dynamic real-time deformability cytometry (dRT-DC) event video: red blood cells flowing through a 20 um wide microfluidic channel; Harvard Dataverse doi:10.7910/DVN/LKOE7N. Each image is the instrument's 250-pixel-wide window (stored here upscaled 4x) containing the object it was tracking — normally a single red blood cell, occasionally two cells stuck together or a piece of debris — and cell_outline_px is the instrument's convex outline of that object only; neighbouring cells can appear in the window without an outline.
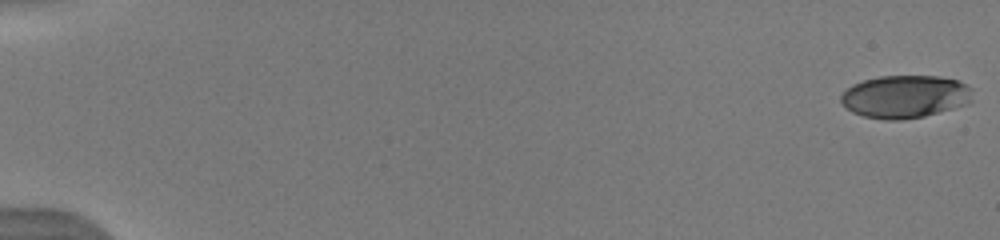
{"species": "human", "species_latin": "Homo sapiens", "temperature_condition": "warm", "stored_images_in_passage": 61, "camera_frame_rate_fps": 3000, "um_per_image_px": 0.085, "donor": {"sex": "male"}, "frame": {"image": 1, "passage_image": 1, "time_ms": 0.0, "image_size_px": [1000, 240], "cell_outline_px": [[972, 100], [968, 104], [924, 116], [900, 120], [888, 120], [864, 116], [852, 112], [840, 100], [840, 96], [852, 84], [864, 80], [880, 76], [940, 76], [960, 80], [968, 84], [972, 88]], "centroid_in_image_um": [76.98, 8.2], "position_along_channel_um": 8.0, "area_um2": 32.95}}
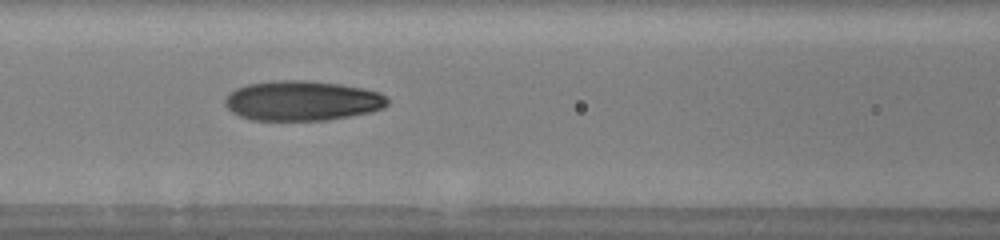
{"frame": {"image": 2, "passage_image": 23, "time_ms": 8.0, "image_size_px": [1000, 240], "cell_outline_px": [[388, 104], [384, 108], [372, 112], [328, 120], [252, 120], [240, 116], [232, 112], [224, 104], [224, 100], [228, 92], [236, 88], [248, 84], [276, 80], [308, 80], [340, 84], [380, 92], [388, 100]], "centroid_in_image_um": [25.67, 8.56], "position_along_channel_um": 140.9, "area_um2": 37.97}}
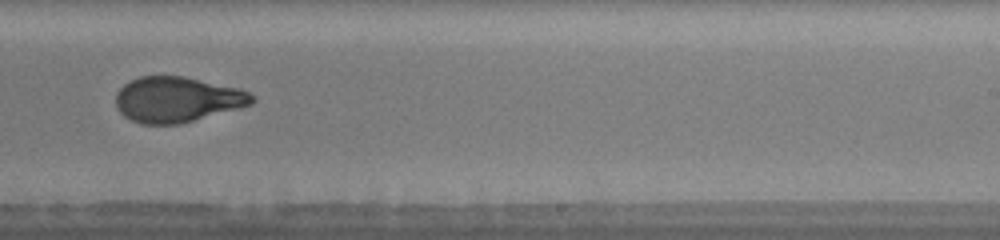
{"frame": {"image": 3, "passage_image": 38, "time_ms": 11.333, "image_size_px": [1000, 240], "cell_outline_px": [[256, 100], [252, 104], [180, 124], [140, 124], [124, 116], [116, 108], [116, 92], [124, 84], [140, 76], [184, 76], [240, 88], [248, 92]], "centroid_in_image_um": [15.04, 8.45], "position_along_channel_um": 274.0, "area_um2": 36.01}, "authors_computed_cell_mechanics": {"area_um2": 36.0094, "velocity_mm_per_s": 4.0009, "shape_relaxation_time_tau1_ms": 4.8457, "shape_relaxation_time_tau2_ms": 1.2004, "deformation_change_tau1": 0.2207, "deformation_change_tau2": 0.0771}}